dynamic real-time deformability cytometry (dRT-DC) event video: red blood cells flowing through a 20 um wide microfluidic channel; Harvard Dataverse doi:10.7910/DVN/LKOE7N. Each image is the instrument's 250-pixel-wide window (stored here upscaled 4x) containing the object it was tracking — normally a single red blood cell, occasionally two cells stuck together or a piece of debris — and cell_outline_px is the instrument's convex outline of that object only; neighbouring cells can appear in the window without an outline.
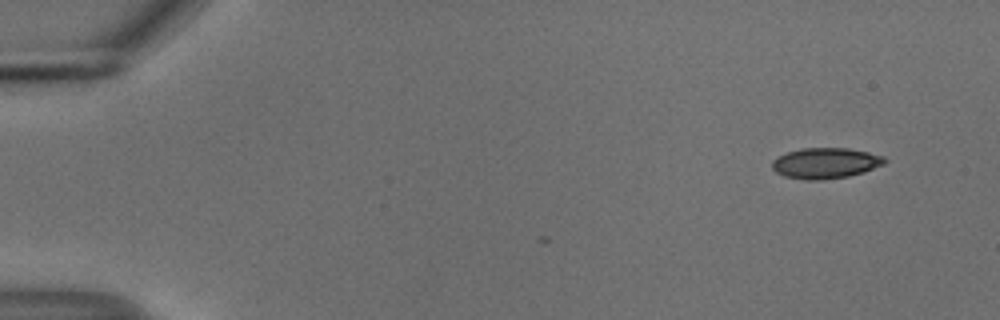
{"species": "common noctule bat (a hibernating species)", "species_latin": "Nyctalus noctula", "temperature_condition": "cold", "stored_images_in_passage": 4, "camera_frame_rate_fps": 3000, "um_per_image_px": 0.085, "animal": {"sex": "male", "body_mass_g": 18.8}, "frame": {"image": 1, "passage_image": 1, "time_ms": 0.0, "image_size_px": [1000, 320], "cell_outline_px": [[888, 160], [884, 164], [864, 172], [848, 176], [824, 180], [804, 180], [784, 176], [776, 172], [772, 168], [772, 160], [776, 156], [800, 148], [848, 148], [868, 152], [884, 156]], "centroid_in_image_um": [70.16, 13.87], "position_along_channel_um": 14.8, "area_um2": 20.35}}